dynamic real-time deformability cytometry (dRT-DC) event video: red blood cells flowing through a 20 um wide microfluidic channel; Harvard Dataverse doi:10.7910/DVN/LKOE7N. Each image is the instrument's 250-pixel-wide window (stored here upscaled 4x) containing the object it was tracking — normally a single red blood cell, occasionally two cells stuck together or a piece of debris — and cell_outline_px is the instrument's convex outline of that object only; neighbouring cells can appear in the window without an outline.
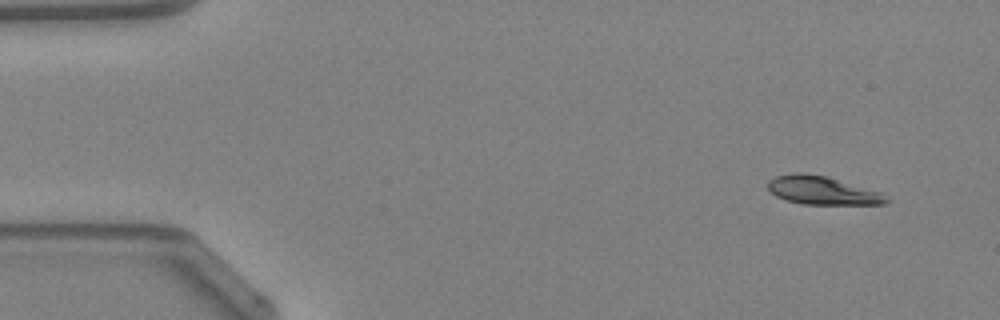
{"species": "Egyptian fruit bat (a non-hibernating species)", "species_latin": "Rousettus aegyptiacus", "temperature_condition": "warm", "stored_images_in_passage": 45, "camera_frame_rate_fps": 3000, "um_per_image_px": 0.085, "animal": {"sex": "female"}, "frame": {"image": 1, "passage_image": 1, "time_ms": 0.0, "image_size_px": [1000, 320], "cell_outline_px": [[888, 200], [884, 204], [804, 204], [784, 200], [776, 196], [768, 188], [768, 180], [776, 176], [800, 172], [828, 176], [880, 192]], "centroid_in_image_um": [69.86, 16.18], "position_along_channel_um": 15.1, "area_um2": 19.36}}
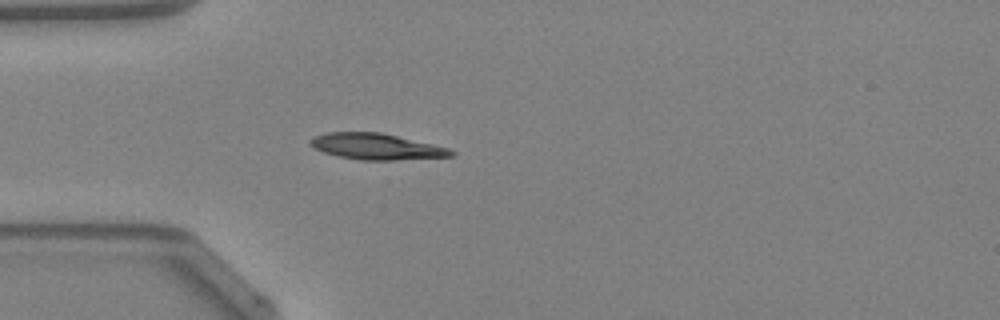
{"frame": {"image": 2, "passage_image": 11, "time_ms": 3.333, "image_size_px": [1000, 320], "cell_outline_px": [[456, 152], [452, 156], [396, 160], [360, 160], [340, 156], [324, 152], [308, 144], [308, 140], [312, 136], [328, 132], [380, 132], [432, 144], [448, 148]], "centroid_in_image_um": [31.95, 12.45], "position_along_channel_um": 53.0, "area_um2": 21.27}}
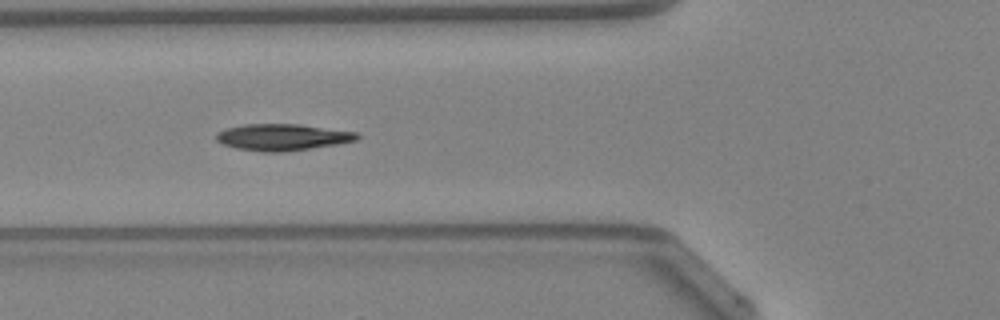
{"frame": {"image": 3, "passage_image": 15, "time_ms": 4.667, "image_size_px": [1000, 320], "cell_outline_px": [[360, 136], [356, 140], [336, 144], [312, 148], [284, 152], [260, 152], [236, 148], [224, 144], [216, 140], [216, 132], [224, 128], [244, 124], [300, 124], [356, 132]], "centroid_in_image_um": [23.96, 11.66], "position_along_channel_um": 101.8, "area_um2": 21.85}, "authors_computed_cell_mechanics": {"area_um2": 20.6346, "velocity_mm_per_s": 4.2673, "shape_relaxation_time_tau1_ms": 4.4548, "shape_relaxation_time_tau2_ms": 5.877, "deformation_change_tau1": 0.1386, "deformation_change_tau2": 0.0792}}